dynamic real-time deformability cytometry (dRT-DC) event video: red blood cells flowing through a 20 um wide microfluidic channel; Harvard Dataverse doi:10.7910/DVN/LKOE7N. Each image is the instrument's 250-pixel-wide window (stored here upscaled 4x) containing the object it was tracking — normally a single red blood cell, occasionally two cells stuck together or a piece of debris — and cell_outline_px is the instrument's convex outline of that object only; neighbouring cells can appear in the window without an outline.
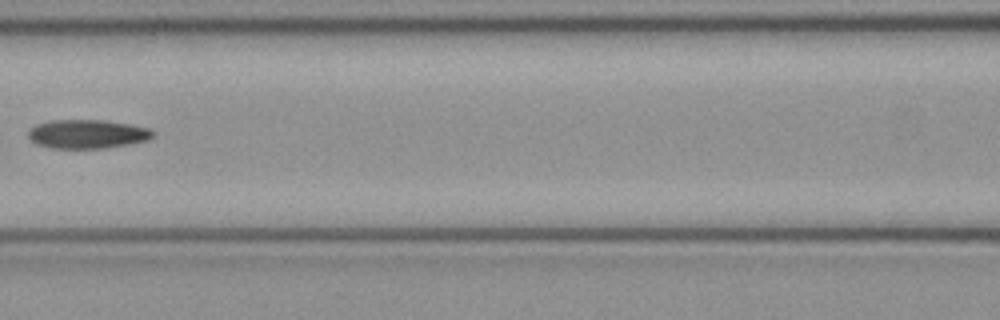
{"species": "common noctule bat (a hibernating species)", "species_latin": "Nyctalus noctula", "temperature_condition": "cold", "stored_images_in_passage": 6, "camera_frame_rate_fps": 3000, "um_per_image_px": 0.085, "animal": {"sex": "female", "body_mass_g": 21.9}, "frame": {"image": 1, "passage_image": 6, "time_ms": 1.667, "image_size_px": [1000, 320], "cell_outline_px": [[156, 132], [148, 140], [128, 144], [104, 148], [52, 148], [36, 144], [28, 136], [28, 132], [36, 124], [48, 120], [108, 120], [132, 124], [152, 128]], "centroid_in_image_um": [7.46, 11.38], "position_along_channel_um": 159.1, "area_um2": 21.15}}